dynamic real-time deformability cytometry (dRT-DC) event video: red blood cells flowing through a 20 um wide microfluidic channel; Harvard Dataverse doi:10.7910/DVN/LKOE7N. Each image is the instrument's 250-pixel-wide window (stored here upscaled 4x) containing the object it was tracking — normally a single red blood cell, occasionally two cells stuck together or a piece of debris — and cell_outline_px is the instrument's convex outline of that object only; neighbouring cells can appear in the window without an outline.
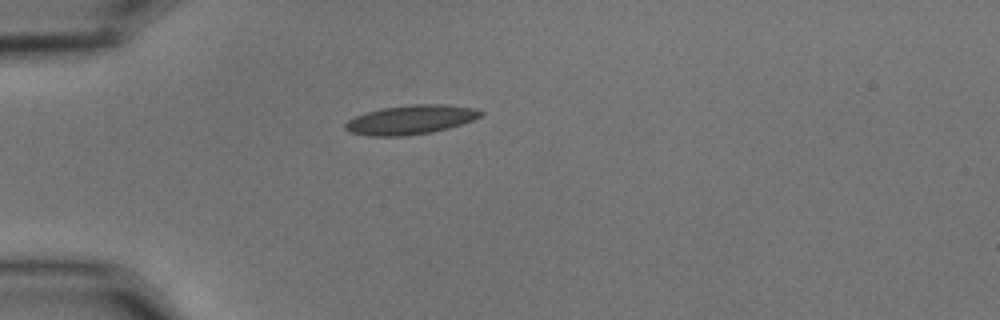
{"species": "common noctule bat (a hibernating species)", "species_latin": "Nyctalus noctula", "temperature_condition": "cold", "stored_images_in_passage": 41, "camera_frame_rate_fps": 3000, "um_per_image_px": 0.085, "animal": {"sex": "male", "body_mass_g": 15.6}, "frame": {"image": 1, "passage_image": 1, "time_ms": 0.0, "image_size_px": [1000, 320], "cell_outline_px": [[484, 112], [480, 116], [472, 120], [448, 128], [432, 132], [404, 136], [368, 136], [352, 132], [344, 128], [344, 124], [348, 120], [364, 112], [380, 108], [412, 104], [440, 104], [472, 108]], "centroid_in_image_um": [34.85, 10.17], "position_along_channel_um": 50.1, "area_um2": 22.89}}
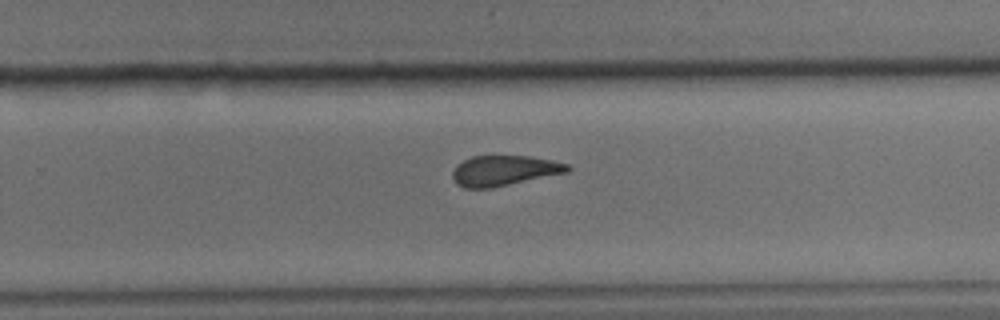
{"frame": {"image": 2, "passage_image": 22, "time_ms": 7.0, "image_size_px": [1000, 320], "cell_outline_px": [[572, 168], [568, 172], [492, 188], [464, 188], [456, 184], [452, 176], [452, 172], [464, 160], [472, 156], [528, 156], [552, 160], [568, 164]], "centroid_in_image_um": [42.87, 14.51], "position_along_channel_um": 286.9, "area_um2": 20.17}}
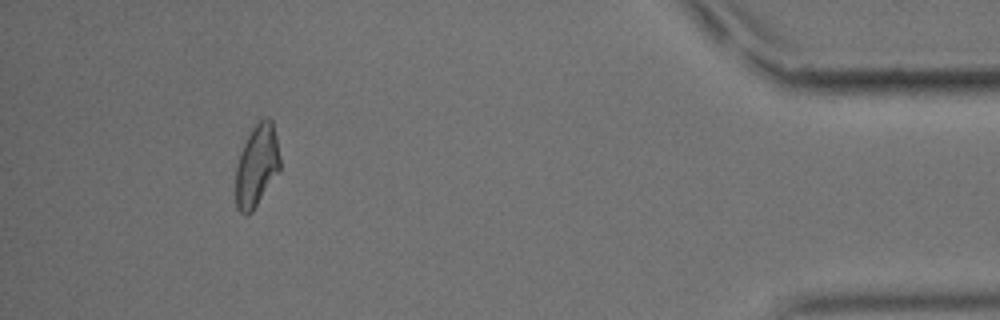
{"frame": {"image": 3, "passage_image": 37, "time_ms": 12.0, "image_size_px": [1000, 320], "cell_outline_px": [[280, 168], [252, 212], [248, 216], [244, 216], [236, 208], [236, 164], [240, 152], [252, 128], [264, 116], [268, 116], [272, 120], [276, 136], [280, 156]], "centroid_in_image_um": [21.81, 14.08], "position_along_channel_um": 413.4, "area_um2": 21.15}, "authors_computed_cell_mechanics": {"area_um2": 21.4438, "velocity_mm_per_s": 3.6078, "shape_relaxation_time_tau1_ms": null, "shape_relaxation_time_tau2_ms": 2.2785, "deformation_change_tau1": null, "deformation_change_tau2": 0.0894}}